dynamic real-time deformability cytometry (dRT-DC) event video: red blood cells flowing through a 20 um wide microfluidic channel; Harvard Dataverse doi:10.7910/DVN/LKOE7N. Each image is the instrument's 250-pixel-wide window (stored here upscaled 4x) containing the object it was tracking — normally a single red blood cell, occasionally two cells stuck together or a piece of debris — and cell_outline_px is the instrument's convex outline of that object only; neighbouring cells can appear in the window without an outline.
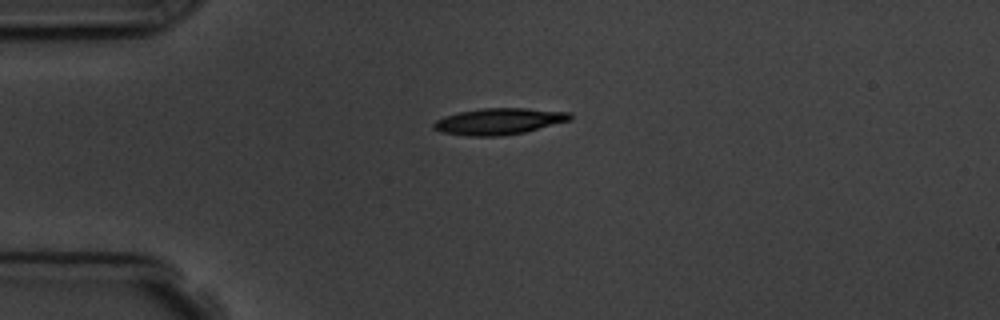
{"species": "common noctule bat (a hibernating species)", "species_latin": "Nyctalus noctula", "temperature_condition": "room temperature", "stored_images_in_passage": 3, "camera_frame_rate_fps": 3000, "um_per_image_px": 0.085, "animal": {"sex": "male", "body_mass_g": 19.5, "forearm_length_mm": 54.6}, "frame": {"image": 1, "passage_image": 3, "time_ms": 2.333, "image_size_px": [1000, 320], "cell_outline_px": [[572, 120], [524, 132], [500, 136], [468, 136], [444, 132], [432, 128], [432, 124], [436, 120], [444, 116], [460, 112], [480, 108], [528, 108], [572, 112]], "centroid_in_image_um": [42.44, 10.3], "position_along_channel_um": 42.6, "area_um2": 21.04}}